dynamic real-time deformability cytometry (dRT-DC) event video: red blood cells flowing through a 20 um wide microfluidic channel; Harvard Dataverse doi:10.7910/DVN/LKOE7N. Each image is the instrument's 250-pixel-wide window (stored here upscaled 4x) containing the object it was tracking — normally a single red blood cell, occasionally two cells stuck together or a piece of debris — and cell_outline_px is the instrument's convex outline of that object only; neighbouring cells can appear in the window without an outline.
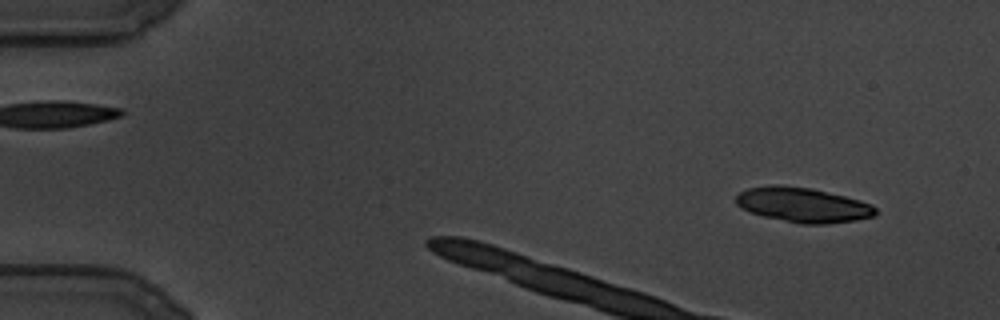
{"species": "common noctule bat (a hibernating species)", "species_latin": "Nyctalus noctula", "temperature_condition": "cold", "stored_images_in_passage": 21, "camera_frame_rate_fps": 3000, "um_per_image_px": 0.085, "animal": {"sex": "male", "body_mass_g": 19.5, "forearm_length_mm": 54.6}, "frame": {"image": 1, "passage_image": 10, "time_ms": 3.0, "image_size_px": [1000, 320], "cell_outline_px": [[876, 216], [856, 220], [824, 224], [800, 224], [764, 216], [740, 208], [736, 204], [736, 196], [740, 192], [748, 188], [772, 184], [776, 184], [812, 188], [860, 200], [872, 204], [876, 208]], "centroid_in_image_um": [68.25, 17.41], "position_along_channel_um": 16.7, "area_um2": 28.32}}
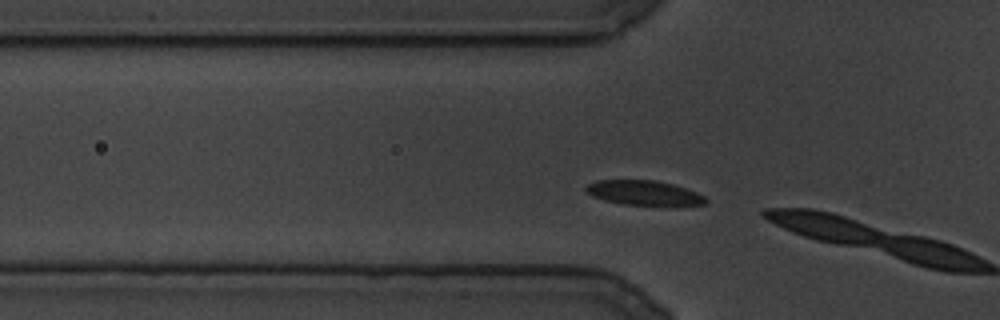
{"frame": {"image": 2, "passage_image": 20, "time_ms": 6.333, "image_size_px": [1000, 320], "cell_outline_px": [[708, 204], [680, 208], [668, 208], [624, 204], [604, 200], [592, 196], [584, 188], [588, 184], [596, 180], [656, 180], [672, 184], [696, 192], [704, 196], [708, 200]], "centroid_in_image_um": [54.86, 16.45], "position_along_channel_um": 70.9, "area_um2": 18.15}}